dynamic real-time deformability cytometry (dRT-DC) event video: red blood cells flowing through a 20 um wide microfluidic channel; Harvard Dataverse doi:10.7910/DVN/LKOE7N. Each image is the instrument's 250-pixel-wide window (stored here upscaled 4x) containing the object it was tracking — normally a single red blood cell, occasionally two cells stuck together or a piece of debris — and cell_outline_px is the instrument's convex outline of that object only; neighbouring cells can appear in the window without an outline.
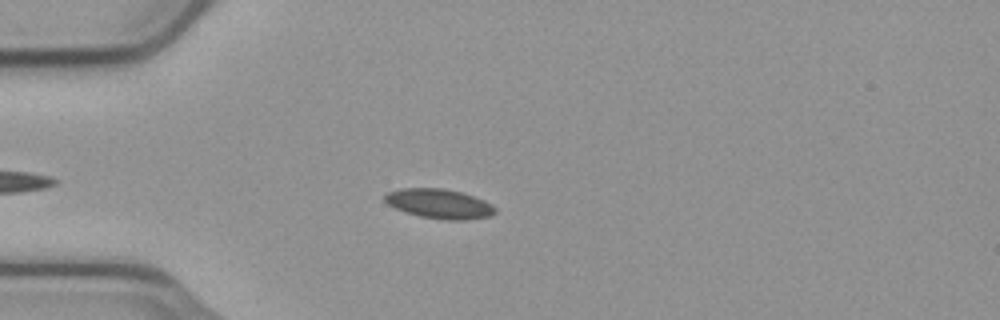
{"species": "common noctule bat (a hibernating species)", "species_latin": "Nyctalus noctula", "temperature_condition": "cold", "stored_images_in_passage": 46, "camera_frame_rate_fps": 3000, "um_per_image_px": 0.085, "animal": {"sex": "male", "body_mass_g": 23.1, "forearm_length_mm": 52.7}, "frame": {"image": 1, "passage_image": 9, "time_ms": 2.667, "image_size_px": [1000, 320], "cell_outline_px": [[496, 212], [488, 216], [464, 220], [444, 220], [420, 216], [396, 208], [388, 204], [384, 200], [384, 196], [388, 192], [400, 188], [444, 188], [460, 192], [484, 200], [492, 204], [496, 208]], "centroid_in_image_um": [37.34, 17.31], "position_along_channel_um": 47.7, "area_um2": 18.84}}
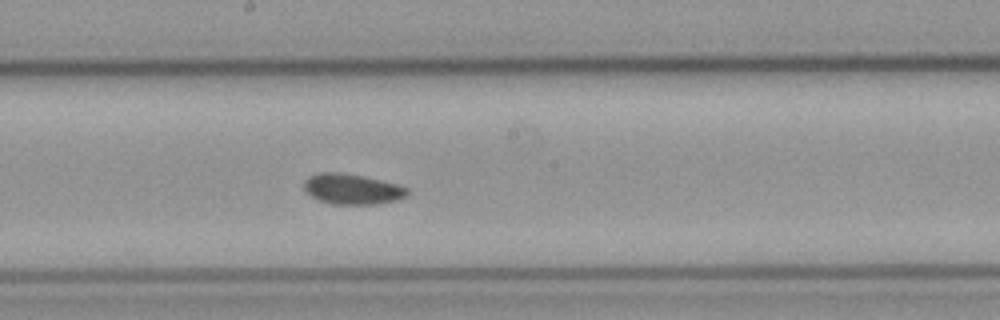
{"frame": {"image": 2, "passage_image": 24, "time_ms": 7.667, "image_size_px": [1000, 320], "cell_outline_px": [[408, 196], [396, 200], [376, 204], [332, 204], [316, 200], [304, 188], [304, 180], [308, 176], [320, 172], [340, 172], [380, 180], [396, 184], [408, 188]], "centroid_in_image_um": [29.91, 16.07], "position_along_channel_um": 218.3, "area_um2": 18.26}}
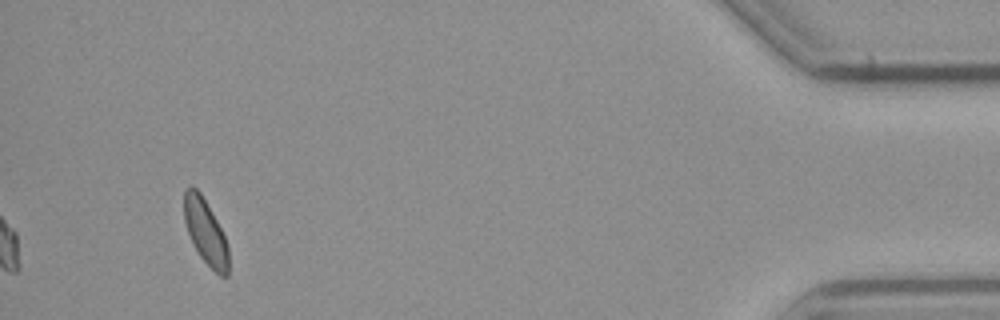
{"frame": {"image": 3, "passage_image": 46, "time_ms": 15.0, "image_size_px": [1000, 320], "cell_outline_px": [[228, 276], [220, 276], [200, 256], [192, 244], [184, 220], [184, 188], [192, 184], [200, 192], [216, 220], [228, 244]], "centroid_in_image_um": [17.45, 19.67], "position_along_channel_um": 417.8, "area_um2": 16.7}, "authors_computed_cell_mechanics": {"area_um2": 18.1492, "velocity_mm_per_s": 3.7306, "shape_relaxation_time_tau1_ms": 4.0104, "shape_relaxation_time_tau2_ms": 5.0087, "deformation_change_tau1": 0.0503, "deformation_change_tau2": 0.0699}}